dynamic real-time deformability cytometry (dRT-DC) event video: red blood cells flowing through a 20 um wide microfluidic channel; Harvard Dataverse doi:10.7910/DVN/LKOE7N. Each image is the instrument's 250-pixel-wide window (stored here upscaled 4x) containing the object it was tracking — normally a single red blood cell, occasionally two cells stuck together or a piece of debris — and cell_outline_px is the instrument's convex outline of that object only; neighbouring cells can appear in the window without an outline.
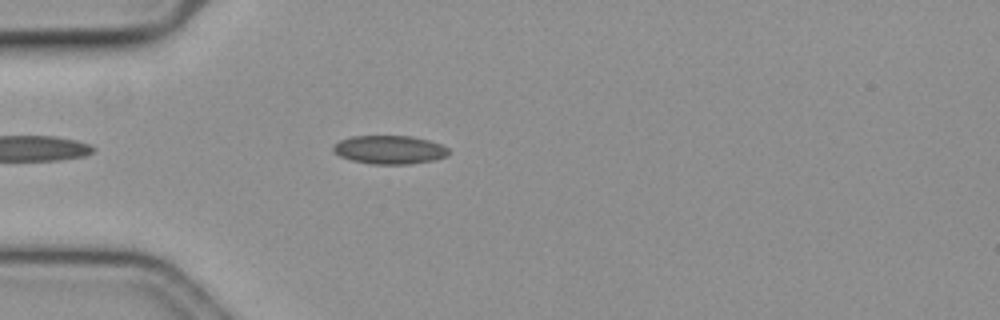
{"species": "common noctule bat (a hibernating species)", "species_latin": "Nyctalus noctula", "temperature_condition": "cold", "stored_images_in_passage": 25, "camera_frame_rate_fps": 3000, "um_per_image_px": 0.085, "animal": {"sex": "female", "body_mass_g": 19.3, "forearm_length_mm": 54.1}, "frame": {"image": 1, "passage_image": 6, "time_ms": 1.667, "image_size_px": [1000, 320], "cell_outline_px": [[448, 156], [432, 160], [408, 164], [372, 164], [352, 160], [340, 156], [332, 152], [332, 144], [340, 140], [352, 136], [412, 136], [428, 140], [440, 144], [448, 148]], "centroid_in_image_um": [33.07, 12.72], "position_along_channel_um": 51.9, "area_um2": 19.19}}
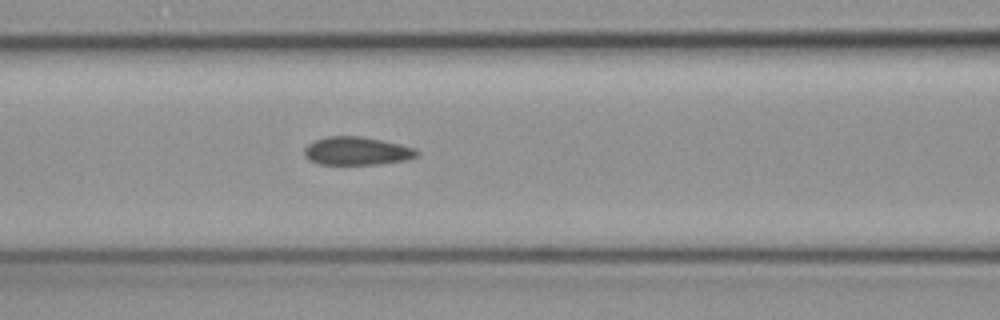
{"frame": {"image": 2, "passage_image": 14, "time_ms": 4.333, "image_size_px": [1000, 320], "cell_outline_px": [[420, 156], [408, 160], [380, 164], [320, 164], [308, 160], [304, 156], [304, 148], [308, 144], [316, 140], [328, 136], [360, 136], [400, 144], [416, 148], [420, 152]], "centroid_in_image_um": [30.37, 12.84], "position_along_channel_um": 136.2, "area_um2": 18.67}}
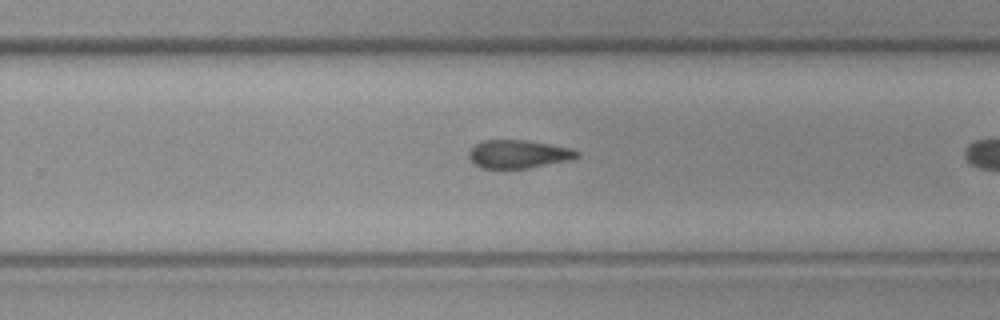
{"frame": {"image": 3, "passage_image": 23, "time_ms": 7.333, "image_size_px": [1000, 320], "cell_outline_px": [[580, 156], [572, 160], [528, 168], [480, 168], [468, 156], [468, 152], [480, 140], [528, 140], [572, 148], [580, 152]], "centroid_in_image_um": [44.11, 13.09], "position_along_channel_um": 285.7, "area_um2": 17.92}}